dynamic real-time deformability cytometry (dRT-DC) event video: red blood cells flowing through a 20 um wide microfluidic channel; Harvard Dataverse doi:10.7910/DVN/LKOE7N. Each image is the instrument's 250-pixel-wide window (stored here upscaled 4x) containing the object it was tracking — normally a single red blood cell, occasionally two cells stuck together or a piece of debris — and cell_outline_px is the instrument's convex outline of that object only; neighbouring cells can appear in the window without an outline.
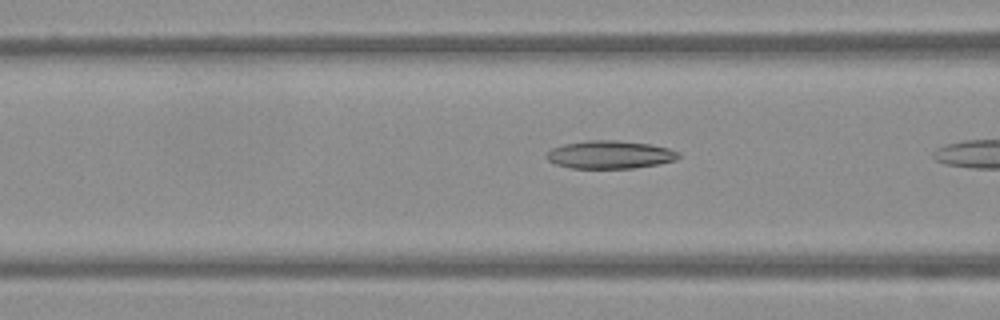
{"species": "Egyptian fruit bat (a non-hibernating species)", "species_latin": "Rousettus aegyptiacus", "temperature_condition": "warm", "stored_images_in_passage": 6, "camera_frame_rate_fps": 3000, "um_per_image_px": 0.085, "frame": {"image": 1, "passage_image": 5, "time_ms": 1.333, "image_size_px": [1000, 320], "cell_outline_px": [[680, 156], [676, 160], [660, 164], [632, 168], [572, 168], [556, 164], [548, 160], [544, 156], [552, 148], [564, 144], [588, 140], [616, 140], [652, 144], [668, 148], [680, 152]], "centroid_in_image_um": [51.87, 13.14], "position_along_channel_um": 114.7, "area_um2": 21.62}}